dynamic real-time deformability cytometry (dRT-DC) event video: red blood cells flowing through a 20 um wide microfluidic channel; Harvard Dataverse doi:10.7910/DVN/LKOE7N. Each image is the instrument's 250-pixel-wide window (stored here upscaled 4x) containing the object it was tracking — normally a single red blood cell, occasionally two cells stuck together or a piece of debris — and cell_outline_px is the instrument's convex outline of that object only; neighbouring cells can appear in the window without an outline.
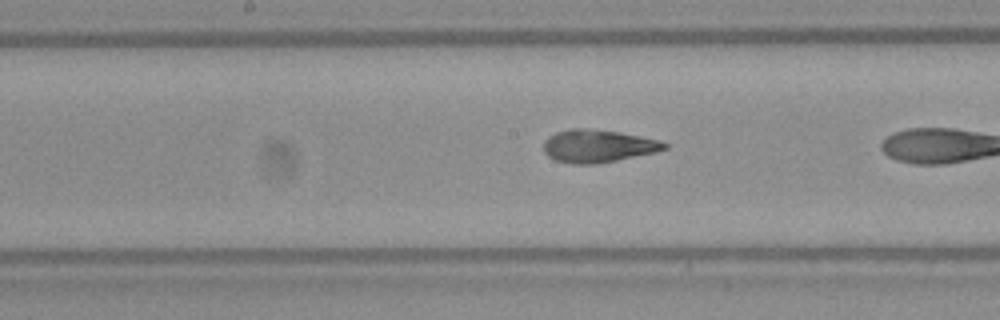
{"species": "Egyptian fruit bat (a non-hibernating species)", "species_latin": "Rousettus aegyptiacus", "temperature_condition": "warm", "stored_images_in_passage": 20, "camera_frame_rate_fps": 3000, "um_per_image_px": 0.085, "frame": {"image": 1, "passage_image": 6, "time_ms": 1.667, "image_size_px": [1000, 320], "cell_outline_px": [[668, 148], [656, 152], [596, 164], [572, 164], [556, 160], [548, 156], [544, 152], [544, 140], [548, 136], [556, 132], [572, 128], [584, 128], [620, 132], [660, 140], [668, 144]], "centroid_in_image_um": [50.82, 12.41], "position_along_channel_um": 197.4, "area_um2": 23.06}}
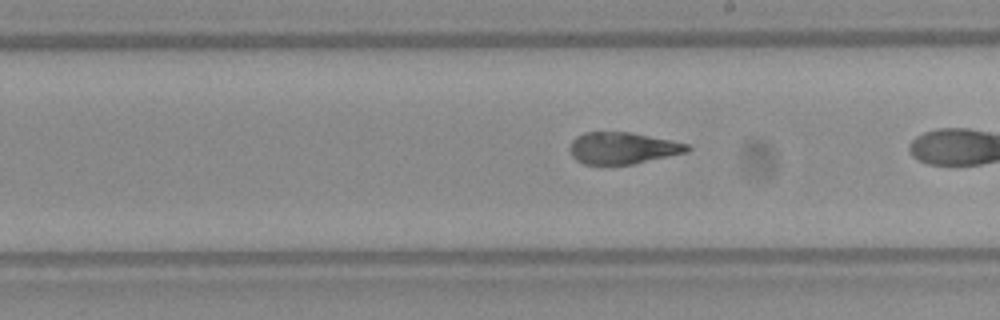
{"frame": {"image": 2, "passage_image": 9, "time_ms": 2.667, "image_size_px": [1000, 320], "cell_outline_px": [[692, 148], [688, 152], [632, 164], [584, 164], [576, 160], [572, 156], [572, 140], [576, 136], [584, 132], [628, 132], [672, 140], [688, 144]], "centroid_in_image_um": [52.96, 12.58], "position_along_channel_um": 236.0, "area_um2": 21.5}}